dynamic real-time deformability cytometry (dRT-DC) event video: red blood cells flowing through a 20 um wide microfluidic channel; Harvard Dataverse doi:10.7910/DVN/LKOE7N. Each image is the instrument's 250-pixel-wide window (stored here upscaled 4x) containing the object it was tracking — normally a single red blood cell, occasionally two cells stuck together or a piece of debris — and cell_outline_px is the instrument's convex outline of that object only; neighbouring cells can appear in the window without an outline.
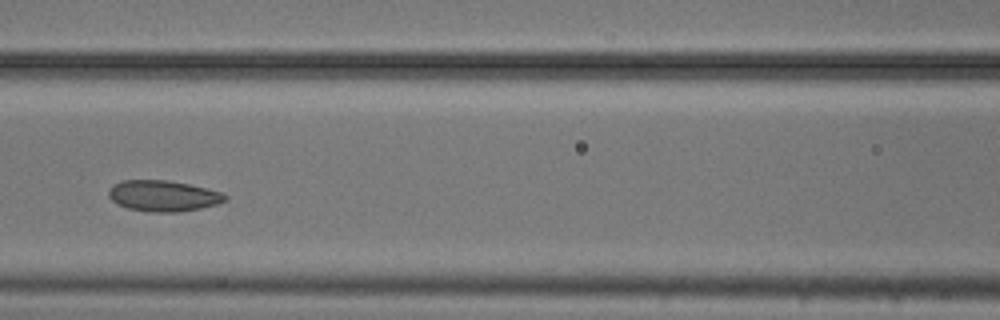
{"species": "common noctule bat (a hibernating species)", "species_latin": "Nyctalus noctula", "temperature_condition": "cold", "stored_images_in_passage": 8, "camera_frame_rate_fps": 3000, "um_per_image_px": 0.085, "animal": {"sex": "male", "body_mass_g": 20.5, "forearm_length_mm": 52.5}, "frame": {"image": 1, "passage_image": 6, "time_ms": 1.667, "image_size_px": [1000, 320], "cell_outline_px": [[228, 200], [220, 204], [180, 212], [148, 212], [128, 208], [112, 200], [108, 196], [108, 192], [112, 184], [120, 180], [168, 180], [208, 188], [224, 192], [228, 196]], "centroid_in_image_um": [13.92, 16.64], "position_along_channel_um": 152.7, "area_um2": 21.33}}
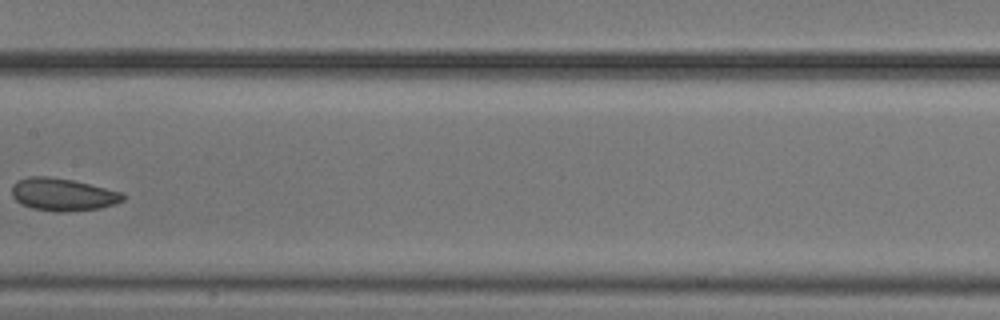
{"frame": {"image": 2, "passage_image": 7, "time_ms": 2.0, "image_size_px": [1000, 320], "cell_outline_px": [[124, 200], [100, 208], [64, 212], [56, 212], [32, 208], [16, 200], [12, 196], [12, 184], [16, 180], [28, 176], [48, 176], [72, 180], [120, 192], [124, 196]], "centroid_in_image_um": [5.28, 16.52], "position_along_channel_um": 202.1, "area_um2": 20.87}}
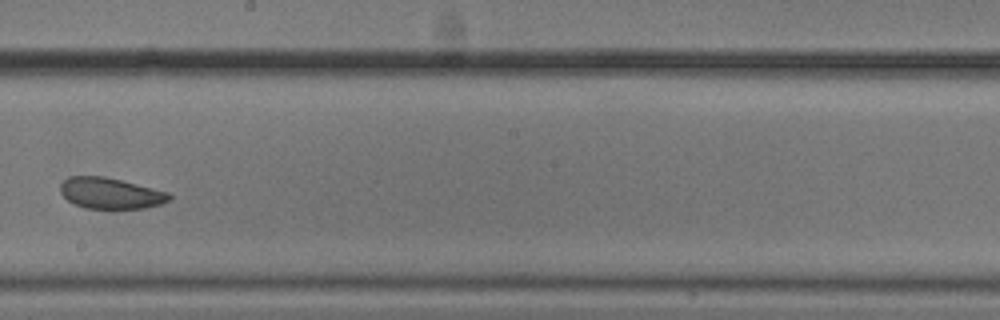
{"frame": {"image": 3, "passage_image": 8, "time_ms": 2.333, "image_size_px": [1000, 320], "cell_outline_px": [[172, 200], [160, 204], [144, 208], [84, 208], [68, 200], [60, 192], [60, 184], [68, 176], [104, 176], [168, 192], [172, 196]], "centroid_in_image_um": [9.39, 16.42], "position_along_channel_um": 238.8, "area_um2": 19.54}}